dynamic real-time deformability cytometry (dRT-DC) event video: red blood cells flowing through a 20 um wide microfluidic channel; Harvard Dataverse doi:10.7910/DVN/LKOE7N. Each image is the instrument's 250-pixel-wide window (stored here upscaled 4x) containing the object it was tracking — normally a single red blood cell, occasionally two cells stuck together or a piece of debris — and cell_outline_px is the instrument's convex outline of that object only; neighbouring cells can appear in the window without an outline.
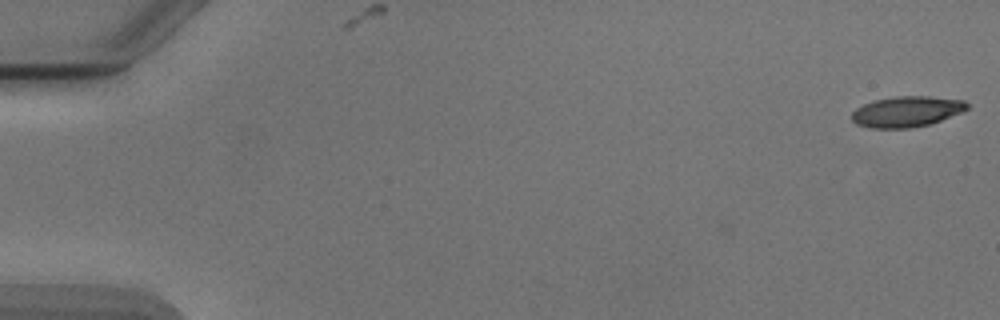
{"species": "Egyptian fruit bat (a non-hibernating species)", "species_latin": "Rousettus aegyptiacus", "temperature_condition": "cold", "stored_images_in_passage": 50, "camera_frame_rate_fps": 3000, "um_per_image_px": 0.085, "animal": {"sex": "male"}, "frame": {"image": 1, "passage_image": 1, "time_ms": 0.0, "image_size_px": [1000, 320], "cell_outline_px": [[968, 108], [960, 112], [940, 120], [928, 124], [908, 128], [868, 128], [856, 124], [852, 120], [852, 112], [856, 108], [864, 104], [876, 100], [896, 96], [928, 96], [964, 100], [968, 104]], "centroid_in_image_um": [77.03, 9.48], "position_along_channel_um": 8.0, "area_um2": 20.4}}
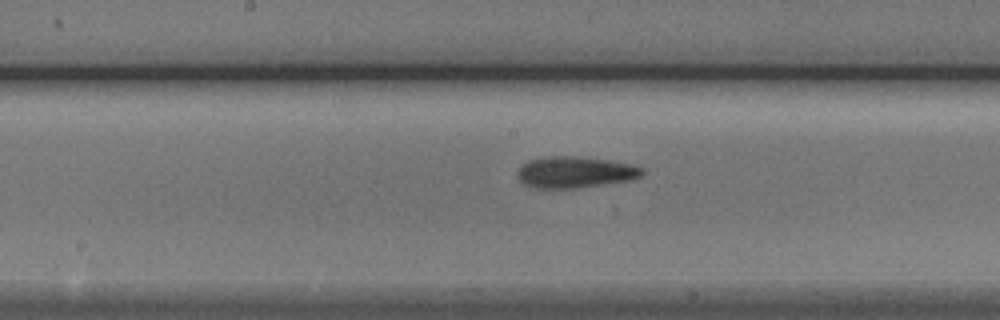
{"frame": {"image": 2, "passage_image": 28, "time_ms": 9.0, "image_size_px": [1000, 320], "cell_outline_px": [[644, 172], [640, 176], [628, 180], [600, 184], [568, 188], [536, 188], [524, 184], [516, 176], [516, 172], [520, 164], [528, 160], [544, 156], [576, 156], [608, 160], [632, 164], [644, 168]], "centroid_in_image_um": [48.8, 14.61], "position_along_channel_um": 199.4, "area_um2": 22.72}}
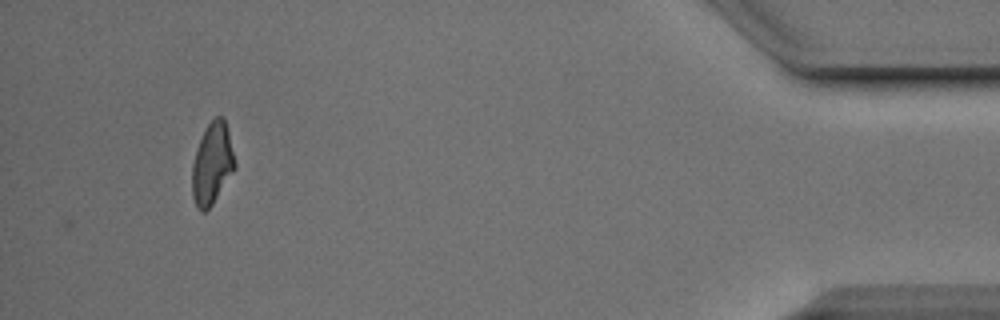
{"frame": {"image": 3, "passage_image": 50, "time_ms": 16.333, "image_size_px": [1000, 320], "cell_outline_px": [[236, 168], [212, 204], [204, 212], [200, 212], [196, 208], [192, 196], [192, 164], [200, 140], [208, 124], [216, 116], [224, 116], [236, 164]], "centroid_in_image_um": [18.03, 13.94], "position_along_channel_um": 417.2, "area_um2": 20.11}, "authors_computed_cell_mechanics": {"area_um2": 21.5305, "velocity_mm_per_s": 3.8889, "shape_relaxation_time_tau1_ms": 3.7404, "shape_relaxation_time_tau2_ms": 3.3232, "deformation_change_tau1": 0.161, "deformation_change_tau2": 0.1291}}